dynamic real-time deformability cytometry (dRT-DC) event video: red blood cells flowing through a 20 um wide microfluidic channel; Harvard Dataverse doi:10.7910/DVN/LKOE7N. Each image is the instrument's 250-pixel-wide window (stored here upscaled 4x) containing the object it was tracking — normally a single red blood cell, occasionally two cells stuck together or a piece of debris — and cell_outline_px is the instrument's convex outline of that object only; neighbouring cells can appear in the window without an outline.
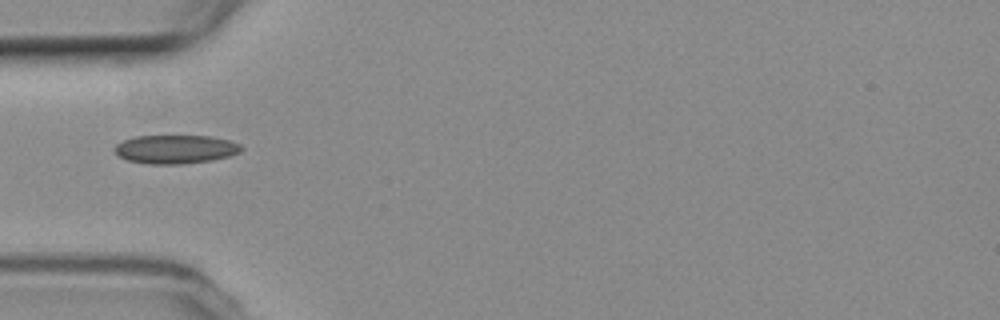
{"species": "common noctule bat (a hibernating species)", "species_latin": "Nyctalus noctula", "temperature_condition": "room temperature", "stored_images_in_passage": 5, "camera_frame_rate_fps": 3000, "um_per_image_px": 0.085, "animal": {"sex": "female", "body_mass_g": 19.3, "forearm_length_mm": 54.1}, "frame": {"image": 1, "passage_image": 5, "time_ms": 5.0, "image_size_px": [1000, 320], "cell_outline_px": [[244, 148], [240, 152], [228, 156], [212, 160], [180, 164], [148, 164], [128, 160], [120, 156], [112, 148], [116, 144], [124, 140], [136, 136], [212, 136], [232, 140], [240, 144]], "centroid_in_image_um": [14.95, 12.68], "position_along_channel_um": 70.1, "area_um2": 21.21}}